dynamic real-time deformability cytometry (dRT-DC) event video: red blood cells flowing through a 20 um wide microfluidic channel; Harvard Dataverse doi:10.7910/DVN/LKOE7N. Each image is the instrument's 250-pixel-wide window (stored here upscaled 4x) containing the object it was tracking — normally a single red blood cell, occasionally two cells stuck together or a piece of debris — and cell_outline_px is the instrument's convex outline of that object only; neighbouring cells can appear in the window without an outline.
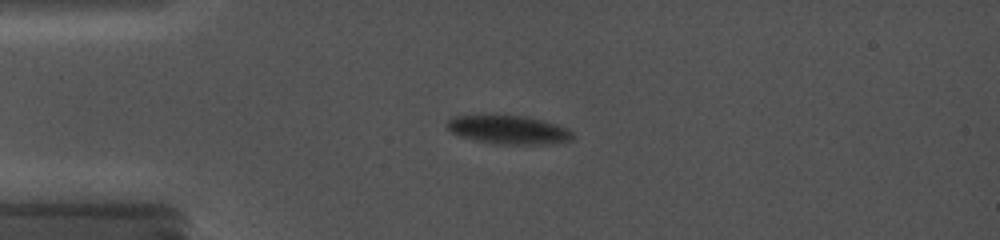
{"species": "common noctule bat (a hibernating species)", "species_latin": "Nyctalus noctula", "temperature_condition": "cold", "stored_images_in_passage": 23, "camera_frame_rate_fps": 5000, "um_per_image_px": 0.085, "animal": {"sex": "female", "body_mass_g": 19.0, "forearm_length_mm": 56.7}, "frame": {"image": 1, "passage_image": 11, "time_ms": 4.4, "image_size_px": [1000, 240], "cell_outline_px": [[572, 140], [552, 144], [496, 144], [476, 140], [460, 136], [452, 132], [448, 128], [448, 120], [452, 116], [476, 112], [496, 112], [524, 116], [544, 120], [568, 128], [572, 132]], "centroid_in_image_um": [43.16, 10.96], "position_along_channel_um": 41.8, "area_um2": 22.02}}
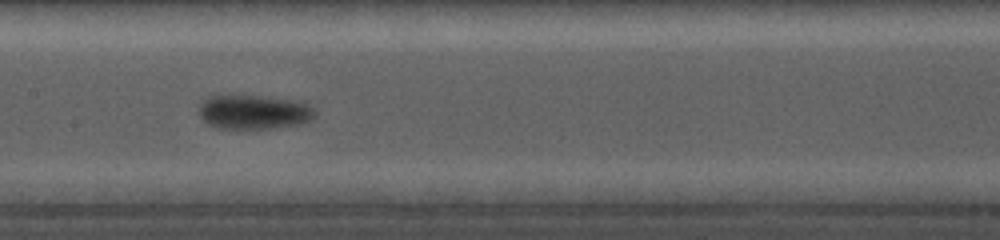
{"frame": {"image": 2, "passage_image": 18, "time_ms": 9.0, "image_size_px": [1000, 240], "cell_outline_px": [[316, 112], [308, 120], [300, 124], [272, 128], [216, 128], [208, 124], [196, 112], [200, 104], [208, 96], [268, 96], [296, 100], [308, 104]], "centroid_in_image_um": [21.54, 9.51], "position_along_channel_um": 185.9, "area_um2": 23.12}}
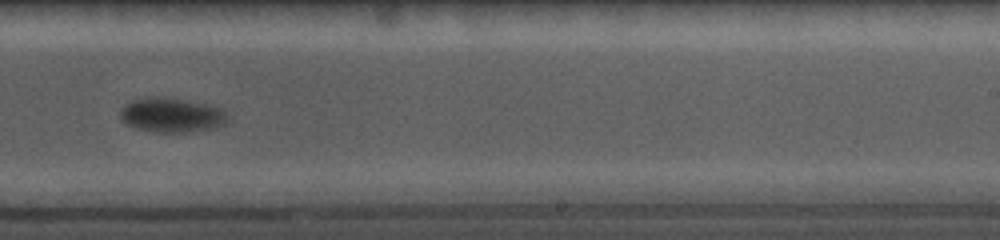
{"frame": {"image": 3, "passage_image": 22, "time_ms": 11.4, "image_size_px": [1000, 240], "cell_outline_px": [[228, 120], [224, 124], [216, 128], [188, 132], [156, 132], [136, 128], [128, 124], [120, 116], [120, 112], [124, 104], [132, 100], [184, 100], [208, 104], [224, 112], [228, 116]], "centroid_in_image_um": [14.63, 9.84], "position_along_channel_um": 274.4, "area_um2": 20.58}}